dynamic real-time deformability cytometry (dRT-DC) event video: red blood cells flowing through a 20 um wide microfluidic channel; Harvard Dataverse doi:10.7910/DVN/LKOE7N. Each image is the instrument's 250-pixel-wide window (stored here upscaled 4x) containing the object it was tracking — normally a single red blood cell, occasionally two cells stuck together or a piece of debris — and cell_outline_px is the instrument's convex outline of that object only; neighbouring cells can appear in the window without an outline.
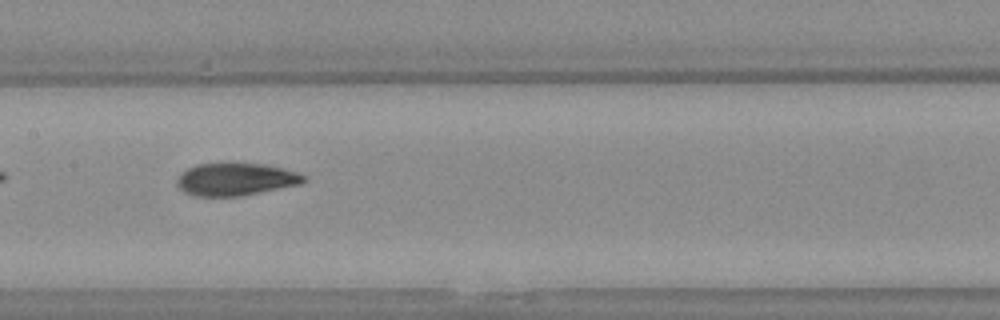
{"species": "Egyptian fruit bat (a non-hibernating species)", "species_latin": "Rousettus aegyptiacus", "temperature_condition": "warm", "stored_images_in_passage": 35, "camera_frame_rate_fps": 3000, "um_per_image_px": 0.085, "animal": {"sex": "female"}, "frame": {"image": 1, "passage_image": 11, "time_ms": 3.333, "image_size_px": [1000, 320], "cell_outline_px": [[308, 180], [300, 184], [240, 196], [192, 196], [184, 192], [176, 184], [176, 180], [188, 168], [196, 164], [228, 160], [264, 164], [284, 168], [308, 176]], "centroid_in_image_um": [20.04, 15.19], "position_along_channel_um": 187.4, "area_um2": 24.85}, "authors_computed_cell_mechanics": {"area_um2": 24.6228, "velocity_mm_per_s": 4.1223, "shape_relaxation_time_tau1_ms": 6.8925, "shape_relaxation_time_tau2_ms": 1.7869, "deformation_change_tau1": 0.2038, "deformation_change_tau2": 0.0643}}